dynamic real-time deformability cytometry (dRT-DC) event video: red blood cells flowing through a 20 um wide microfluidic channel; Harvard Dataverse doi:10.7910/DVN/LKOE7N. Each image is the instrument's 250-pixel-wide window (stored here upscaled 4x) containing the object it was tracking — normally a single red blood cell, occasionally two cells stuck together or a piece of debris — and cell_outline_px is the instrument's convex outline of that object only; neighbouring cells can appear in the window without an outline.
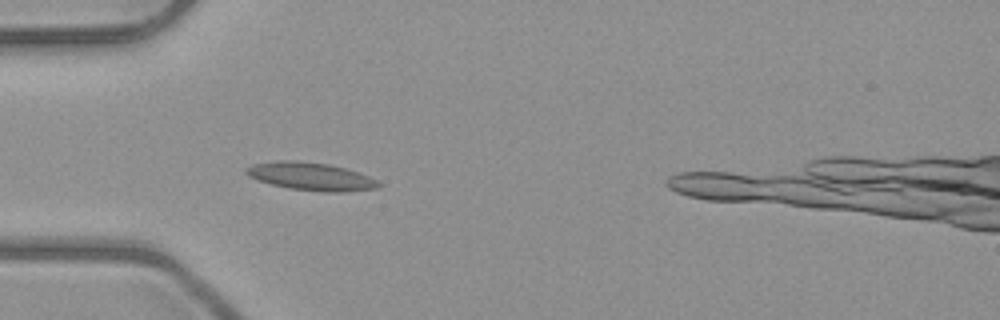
{"species": "common noctule bat (a hibernating species)", "species_latin": "Nyctalus noctula", "temperature_condition": "room temperature", "stored_images_in_passage": 4, "camera_frame_rate_fps": 3000, "um_per_image_px": 0.085, "animal": {"sex": "male", "body_mass_g": 23.1, "forearm_length_mm": 52.7}, "frame": {"image": 1, "passage_image": 4, "time_ms": 4.333, "image_size_px": [1000, 320], "cell_outline_px": [[380, 184], [376, 188], [344, 192], [320, 192], [288, 188], [256, 180], [248, 176], [244, 172], [244, 168], [252, 164], [280, 160], [292, 160], [328, 164], [344, 168], [368, 176], [376, 180]], "centroid_in_image_um": [26.35, 15.0], "position_along_channel_um": 58.7, "area_um2": 21.44}}